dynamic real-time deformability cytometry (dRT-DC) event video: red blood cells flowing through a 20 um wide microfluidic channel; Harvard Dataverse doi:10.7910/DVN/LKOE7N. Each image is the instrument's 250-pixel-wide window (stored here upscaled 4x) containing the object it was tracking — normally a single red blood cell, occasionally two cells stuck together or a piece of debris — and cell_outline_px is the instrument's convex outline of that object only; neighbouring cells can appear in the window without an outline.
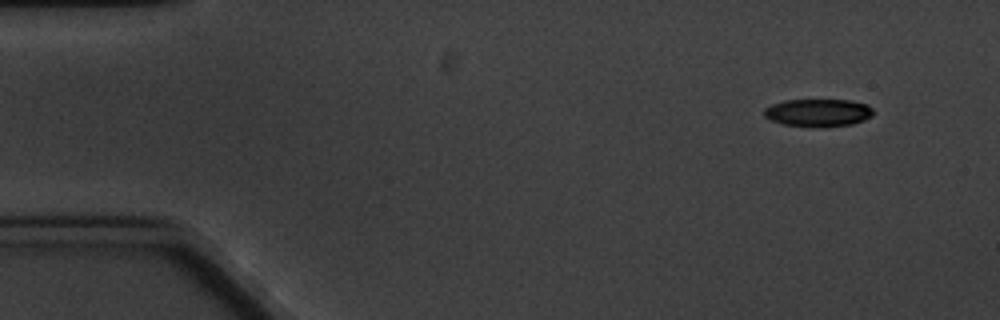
{"species": "common noctule bat (a hibernating species)", "species_latin": "Nyctalus noctula", "temperature_condition": "cold", "stored_images_in_passage": 4, "camera_frame_rate_fps": 3000, "um_per_image_px": 0.085, "animal": {"sex": "male", "body_mass_g": 20.1, "forearm_length_mm": 53.5}, "frame": {"image": 1, "passage_image": 1, "time_ms": 0.0, "image_size_px": [1000, 320], "cell_outline_px": [[872, 116], [864, 120], [852, 124], [820, 128], [816, 128], [780, 124], [768, 120], [764, 116], [764, 108], [772, 104], [784, 100], [848, 100], [868, 104], [872, 108]], "centroid_in_image_um": [69.5, 9.6], "position_along_channel_um": 15.5, "area_um2": 17.98}}
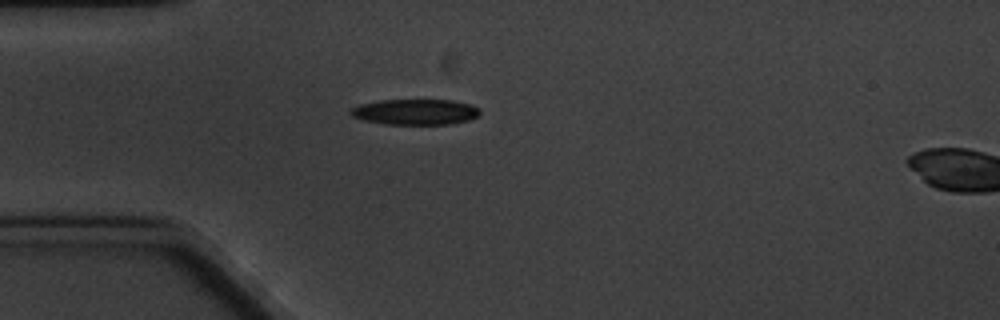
{"frame": {"image": 2, "passage_image": 4, "time_ms": 3.667, "image_size_px": [1000, 320], "cell_outline_px": [[480, 116], [468, 120], [448, 124], [384, 124], [364, 120], [352, 116], [348, 112], [352, 108], [360, 104], [380, 100], [452, 100], [472, 104], [480, 108]], "centroid_in_image_um": [35.33, 9.51], "position_along_channel_um": 49.7, "area_um2": 19.42}}